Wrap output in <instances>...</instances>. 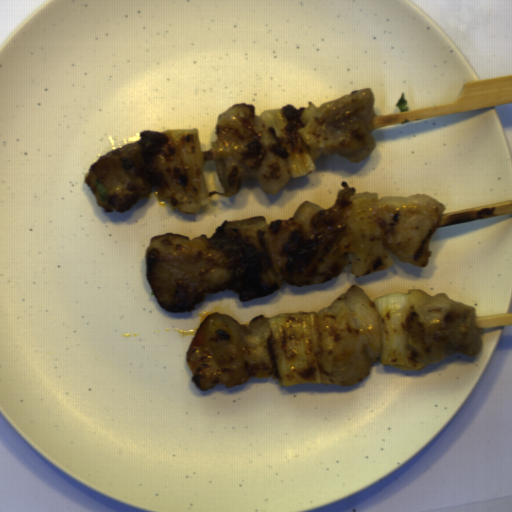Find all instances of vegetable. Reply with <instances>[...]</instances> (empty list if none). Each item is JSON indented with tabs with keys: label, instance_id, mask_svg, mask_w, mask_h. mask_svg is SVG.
Returning a JSON list of instances; mask_svg holds the SVG:
<instances>
[{
	"label": "vegetable",
	"instance_id": "obj_4",
	"mask_svg": "<svg viewBox=\"0 0 512 512\" xmlns=\"http://www.w3.org/2000/svg\"><path fill=\"white\" fill-rule=\"evenodd\" d=\"M380 317L382 350L381 364L400 371H420L427 364L409 343L407 319L412 302L408 293L395 292L379 297L373 302Z\"/></svg>",
	"mask_w": 512,
	"mask_h": 512
},
{
	"label": "vegetable",
	"instance_id": "obj_3",
	"mask_svg": "<svg viewBox=\"0 0 512 512\" xmlns=\"http://www.w3.org/2000/svg\"><path fill=\"white\" fill-rule=\"evenodd\" d=\"M318 313H281L268 319L270 353L275 370L270 377L282 387L322 383Z\"/></svg>",
	"mask_w": 512,
	"mask_h": 512
},
{
	"label": "vegetable",
	"instance_id": "obj_6",
	"mask_svg": "<svg viewBox=\"0 0 512 512\" xmlns=\"http://www.w3.org/2000/svg\"><path fill=\"white\" fill-rule=\"evenodd\" d=\"M306 107L296 108L293 104L283 108L265 109L262 119L275 128L277 135L283 140L284 147L290 153L288 165L293 178L304 177L316 169L310 155V146L302 138L299 131L305 128L301 118Z\"/></svg>",
	"mask_w": 512,
	"mask_h": 512
},
{
	"label": "vegetable",
	"instance_id": "obj_5",
	"mask_svg": "<svg viewBox=\"0 0 512 512\" xmlns=\"http://www.w3.org/2000/svg\"><path fill=\"white\" fill-rule=\"evenodd\" d=\"M354 206L349 225L354 231L355 248L352 253L351 273L367 276L385 270L394 264L386 250L382 232L377 224L379 196L377 192H360L351 197Z\"/></svg>",
	"mask_w": 512,
	"mask_h": 512
},
{
	"label": "vegetable",
	"instance_id": "obj_1",
	"mask_svg": "<svg viewBox=\"0 0 512 512\" xmlns=\"http://www.w3.org/2000/svg\"><path fill=\"white\" fill-rule=\"evenodd\" d=\"M136 142L142 147L152 185L160 200L185 215L196 214L211 202L207 190L199 130L172 128L143 130Z\"/></svg>",
	"mask_w": 512,
	"mask_h": 512
},
{
	"label": "vegetable",
	"instance_id": "obj_2",
	"mask_svg": "<svg viewBox=\"0 0 512 512\" xmlns=\"http://www.w3.org/2000/svg\"><path fill=\"white\" fill-rule=\"evenodd\" d=\"M216 233L231 241L235 262L228 287L238 294L240 302L272 294L285 286L274 262L267 218L224 220Z\"/></svg>",
	"mask_w": 512,
	"mask_h": 512
}]
</instances>
